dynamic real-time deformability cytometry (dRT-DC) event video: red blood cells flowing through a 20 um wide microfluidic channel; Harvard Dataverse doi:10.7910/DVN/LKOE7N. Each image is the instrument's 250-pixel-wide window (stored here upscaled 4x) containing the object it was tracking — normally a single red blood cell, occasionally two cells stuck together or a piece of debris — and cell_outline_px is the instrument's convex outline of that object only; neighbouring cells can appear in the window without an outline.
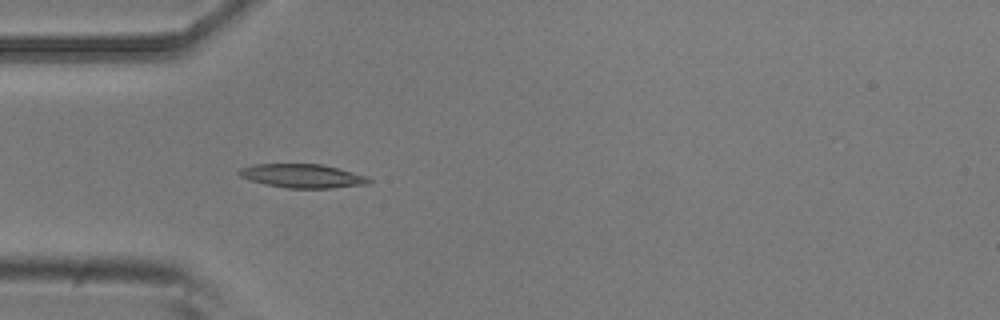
{"species": "common noctule bat (a hibernating species)", "species_latin": "Nyctalus noctula", "temperature_condition": "room temperature", "stored_images_in_passage": 4, "camera_frame_rate_fps": 3000, "um_per_image_px": 0.085, "animal": {"sex": "male", "body_mass_g": 20.5, "forearm_length_mm": 52.5}, "frame": {"image": 1, "passage_image": 4, "time_ms": 1.0, "image_size_px": [1000, 320], "cell_outline_px": [[372, 180], [368, 184], [332, 188], [288, 188], [264, 184], [240, 176], [236, 172], [240, 168], [252, 164], [320, 164], [368, 176]], "centroid_in_image_um": [25.7, 14.95], "position_along_channel_um": 59.3, "area_um2": 17.92}}